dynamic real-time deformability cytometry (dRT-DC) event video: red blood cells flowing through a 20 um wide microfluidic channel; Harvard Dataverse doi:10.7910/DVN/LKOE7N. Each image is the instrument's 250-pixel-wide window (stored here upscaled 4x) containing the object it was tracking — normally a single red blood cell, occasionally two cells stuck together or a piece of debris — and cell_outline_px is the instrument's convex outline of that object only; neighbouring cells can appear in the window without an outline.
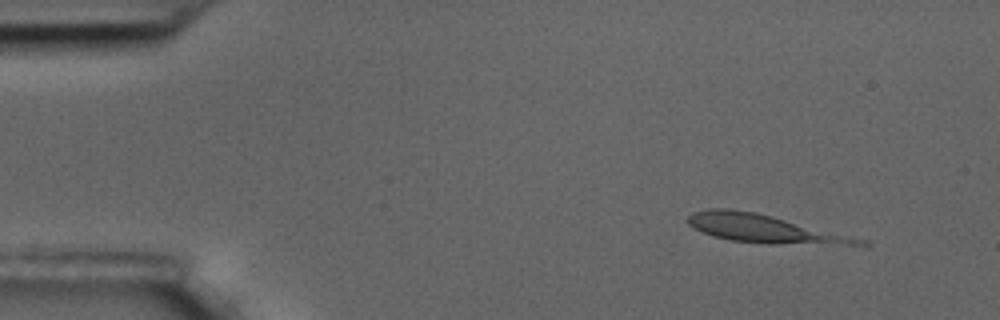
{"species": "common noctule bat (a hibernating species)", "species_latin": "Nyctalus noctula", "temperature_condition": "room temperature", "stored_images_in_passage": 6, "camera_frame_rate_fps": 3000, "um_per_image_px": 0.085, "animal": {"sex": "male", "body_mass_g": 17.5, "forearm_length_mm": 52.3}, "frame": {"image": 1, "passage_image": 4, "time_ms": 1.0, "image_size_px": [1000, 320], "cell_outline_px": [[868, 248], [772, 244], [732, 240], [712, 236], [692, 228], [688, 224], [688, 216], [692, 212], [708, 208], [728, 208], [756, 212], [868, 240]], "centroid_in_image_um": [65.16, 19.49], "position_along_channel_um": 19.8, "area_um2": 29.13}}